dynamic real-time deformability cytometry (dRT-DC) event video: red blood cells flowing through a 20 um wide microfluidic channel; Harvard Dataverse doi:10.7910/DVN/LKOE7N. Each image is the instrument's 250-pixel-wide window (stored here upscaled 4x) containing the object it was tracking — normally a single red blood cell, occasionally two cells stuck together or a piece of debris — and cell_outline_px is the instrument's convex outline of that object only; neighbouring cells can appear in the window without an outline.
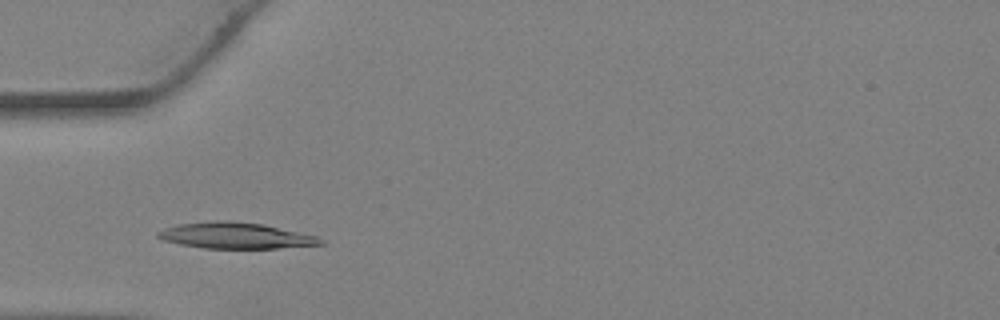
{"species": "Egyptian fruit bat (a non-hibernating species)", "species_latin": "Rousettus aegyptiacus", "temperature_condition": "warm", "stored_images_in_passage": 24, "camera_frame_rate_fps": 3000, "um_per_image_px": 0.085, "animal": {"sex": "female"}, "frame": {"image": 1, "passage_image": 6, "time_ms": 1.667, "image_size_px": [1000, 320], "cell_outline_px": [[324, 244], [276, 248], [204, 248], [180, 244], [164, 240], [156, 236], [156, 232], [164, 228], [180, 224], [212, 220], [228, 220], [264, 224], [316, 236], [324, 240]], "centroid_in_image_um": [20.0, 20.01], "position_along_channel_um": 65.0, "area_um2": 24.62}}
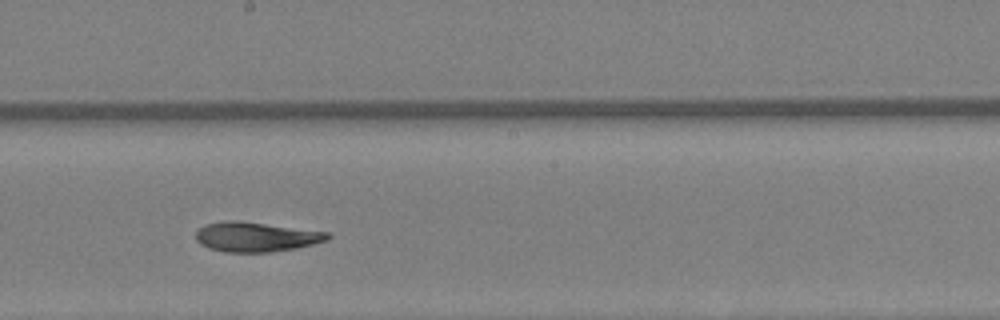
{"frame": {"image": 2, "passage_image": 15, "time_ms": 4.667, "image_size_px": [1000, 320], "cell_outline_px": [[332, 236], [328, 240], [296, 248], [268, 252], [224, 252], [208, 248], [200, 244], [196, 240], [196, 228], [204, 224], [224, 220], [236, 220], [328, 232]], "centroid_in_image_um": [21.7, 20.13], "position_along_channel_um": 226.5, "area_um2": 22.89}}
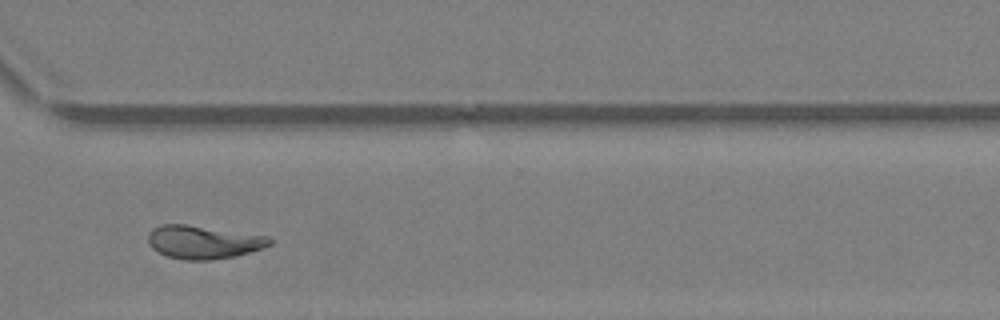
{"frame": {"image": 3, "passage_image": 22, "time_ms": 7.0, "image_size_px": [1000, 320], "cell_outline_px": [[272, 244], [264, 248], [236, 256], [212, 260], [184, 260], [168, 256], [152, 248], [148, 244], [148, 232], [152, 228], [160, 224], [184, 224], [268, 236], [272, 240]], "centroid_in_image_um": [17.28, 20.58], "position_along_channel_um": 353.3, "area_um2": 23.58}}